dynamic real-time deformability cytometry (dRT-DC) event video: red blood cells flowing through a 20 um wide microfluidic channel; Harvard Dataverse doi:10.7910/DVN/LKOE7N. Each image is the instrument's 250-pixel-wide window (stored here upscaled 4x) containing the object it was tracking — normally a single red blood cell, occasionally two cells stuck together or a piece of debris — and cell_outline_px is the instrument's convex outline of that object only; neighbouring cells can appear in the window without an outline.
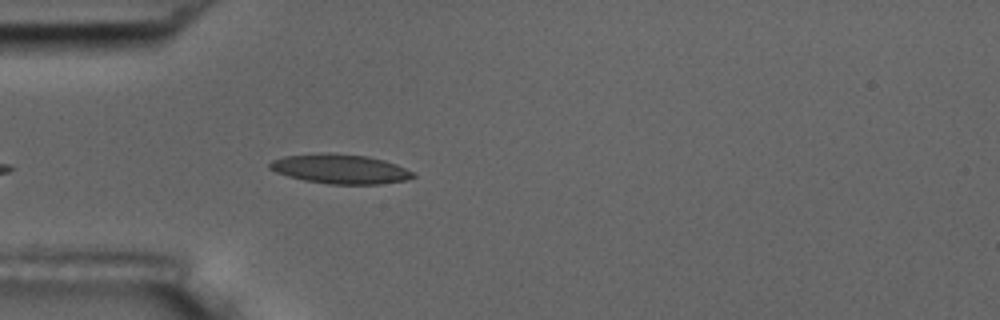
{"species": "common noctule bat (a hibernating species)", "species_latin": "Nyctalus noctula", "temperature_condition": "room temperature", "stored_images_in_passage": 6, "camera_frame_rate_fps": 3000, "um_per_image_px": 0.085, "animal": {"sex": "male", "body_mass_g": 17.5, "forearm_length_mm": 52.3}, "frame": {"image": 1, "passage_image": 6, "time_ms": 1.667, "image_size_px": [1000, 320], "cell_outline_px": [[416, 176], [404, 180], [380, 184], [328, 184], [304, 180], [288, 176], [276, 172], [268, 168], [268, 164], [272, 160], [284, 156], [368, 156], [384, 160], [396, 164], [412, 172]], "centroid_in_image_um": [28.94, 14.42], "position_along_channel_um": 56.1, "area_um2": 23.35}}